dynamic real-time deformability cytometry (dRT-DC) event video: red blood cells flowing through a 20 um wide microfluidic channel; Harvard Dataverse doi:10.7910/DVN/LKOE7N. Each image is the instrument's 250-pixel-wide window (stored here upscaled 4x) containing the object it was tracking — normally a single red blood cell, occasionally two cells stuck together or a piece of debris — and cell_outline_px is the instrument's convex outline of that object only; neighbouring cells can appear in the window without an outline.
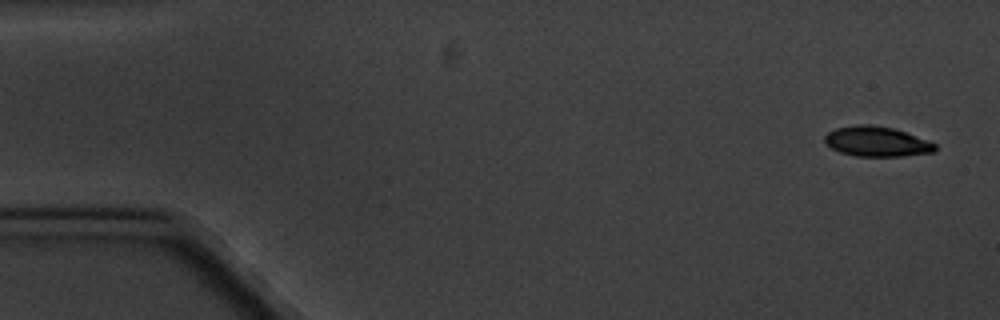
{"species": "common noctule bat (a hibernating species)", "species_latin": "Nyctalus noctula", "temperature_condition": "cold", "stored_images_in_passage": 4, "camera_frame_rate_fps": 3000, "um_per_image_px": 0.085, "animal": {"sex": "male", "body_mass_g": 20.1, "forearm_length_mm": 53.5}, "frame": {"image": 1, "passage_image": 1, "time_ms": 0.0, "image_size_px": [1000, 320], "cell_outline_px": [[936, 152], [900, 156], [856, 156], [840, 152], [832, 148], [824, 140], [824, 136], [828, 132], [836, 128], [856, 124], [872, 124], [892, 128], [904, 132], [936, 144]], "centroid_in_image_um": [74.5, 12.03], "position_along_channel_um": 10.5, "area_um2": 19.13}}
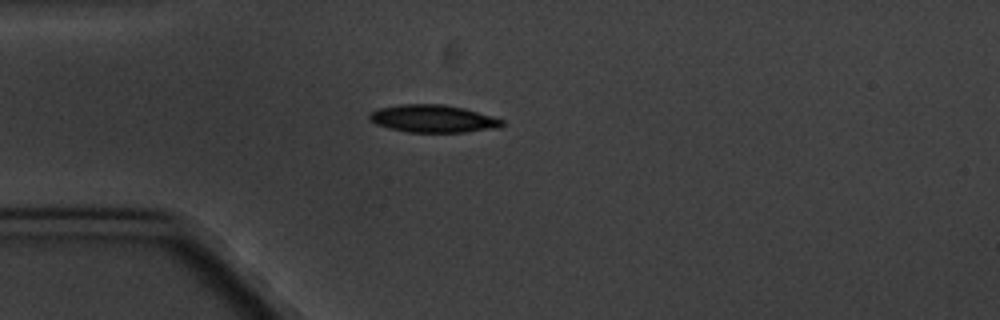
{"frame": {"image": 2, "passage_image": 4, "time_ms": 4.333, "image_size_px": [1000, 320], "cell_outline_px": [[504, 124], [496, 128], [464, 132], [408, 132], [388, 128], [376, 124], [368, 120], [368, 112], [376, 108], [400, 104], [444, 104], [464, 108], [504, 120]], "centroid_in_image_um": [36.73, 10.08], "position_along_channel_um": 48.3, "area_um2": 21.44}}